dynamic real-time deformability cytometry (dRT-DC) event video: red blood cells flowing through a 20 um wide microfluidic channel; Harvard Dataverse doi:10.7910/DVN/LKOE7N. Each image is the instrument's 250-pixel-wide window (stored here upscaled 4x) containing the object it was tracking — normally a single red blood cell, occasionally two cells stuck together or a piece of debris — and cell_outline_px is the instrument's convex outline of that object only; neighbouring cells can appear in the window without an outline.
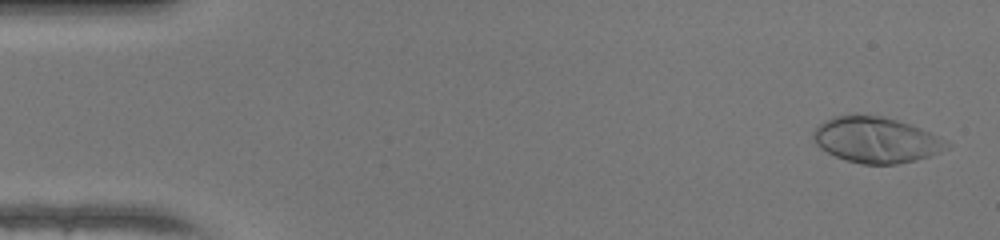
{"species": "human", "species_latin": "Homo sapiens", "temperature_condition": "warm", "stored_images_in_passage": 48, "camera_frame_rate_fps": 3000, "um_per_image_px": 0.085, "donor": {"sex": "female"}, "frame": {"image": 1, "passage_image": 2, "time_ms": 0.333, "image_size_px": [1000, 240], "cell_outline_px": [[952, 144], [948, 148], [940, 152], [916, 160], [896, 164], [860, 164], [844, 160], [820, 148], [816, 144], [812, 136], [812, 132], [824, 120], [832, 116], [856, 112], [884, 116], [920, 128], [948, 140]], "centroid_in_image_um": [74.44, 11.86], "position_along_channel_um": 10.6, "area_um2": 36.18}}
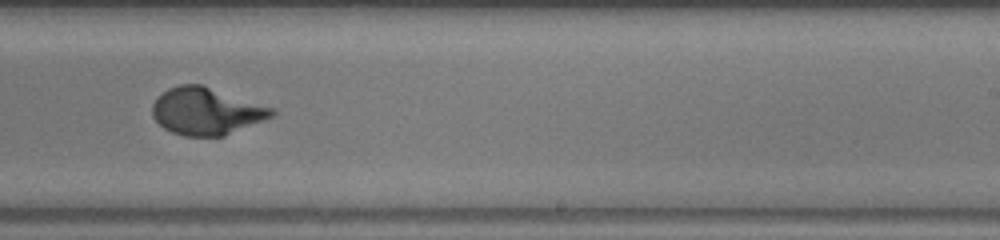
{"frame": {"image": 2, "passage_image": 30, "time_ms": 9.667, "image_size_px": [1000, 240], "cell_outline_px": [[276, 116], [224, 136], [184, 136], [172, 132], [164, 128], [152, 116], [152, 104], [168, 88], [180, 84], [200, 84], [276, 108]], "centroid_in_image_um": [17.59, 9.46], "position_along_channel_um": 271.4, "area_um2": 32.95}}
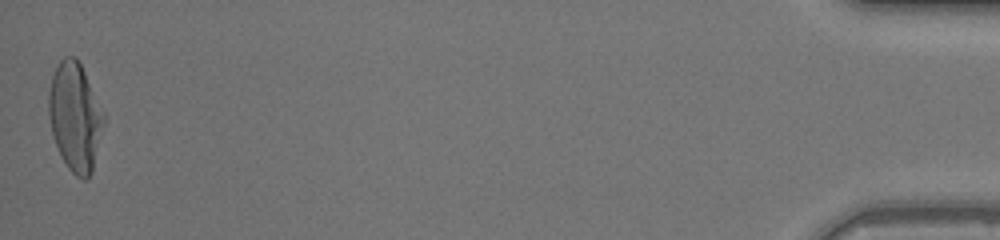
{"frame": {"image": 3, "passage_image": 48, "time_ms": 15.667, "image_size_px": [1000, 240], "cell_outline_px": [[104, 124], [92, 172], [88, 180], [84, 180], [76, 176], [68, 168], [60, 156], [52, 132], [48, 112], [48, 92], [52, 76], [60, 60], [64, 56], [76, 56], [104, 112]], "centroid_in_image_um": [6.37, 9.95], "position_along_channel_um": 428.8, "area_um2": 34.68}}